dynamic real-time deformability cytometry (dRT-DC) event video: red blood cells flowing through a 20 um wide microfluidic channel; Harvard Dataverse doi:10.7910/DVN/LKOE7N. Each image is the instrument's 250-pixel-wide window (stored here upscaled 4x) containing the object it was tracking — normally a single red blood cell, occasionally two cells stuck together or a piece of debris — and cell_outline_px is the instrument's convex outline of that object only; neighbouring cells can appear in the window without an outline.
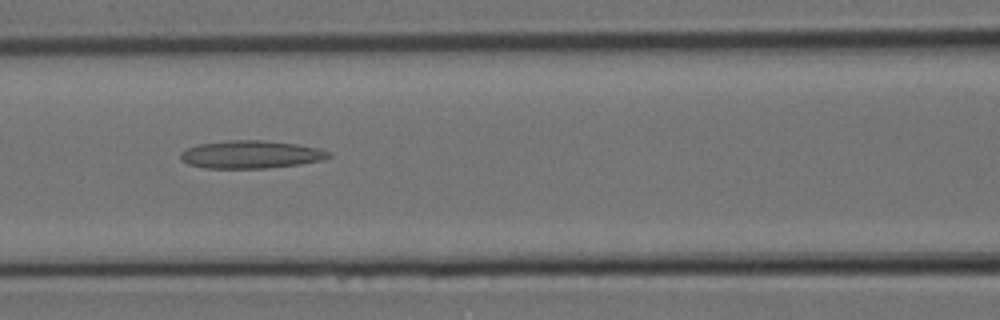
{"species": "Egyptian fruit bat (a non-hibernating species)", "species_latin": "Rousettus aegyptiacus", "temperature_condition": "room temperature", "stored_images_in_passage": 10, "camera_frame_rate_fps": 3000, "um_per_image_px": 0.085, "animal": {"sex": "female"}, "frame": {"image": 1, "passage_image": 9, "time_ms": 2.667, "image_size_px": [1000, 320], "cell_outline_px": [[332, 156], [320, 160], [300, 164], [268, 168], [204, 168], [188, 164], [180, 160], [180, 152], [196, 144], [228, 140], [264, 140], [296, 144], [316, 148], [328, 152]], "centroid_in_image_um": [21.25, 13.13], "position_along_channel_um": 145.3, "area_um2": 23.99}}
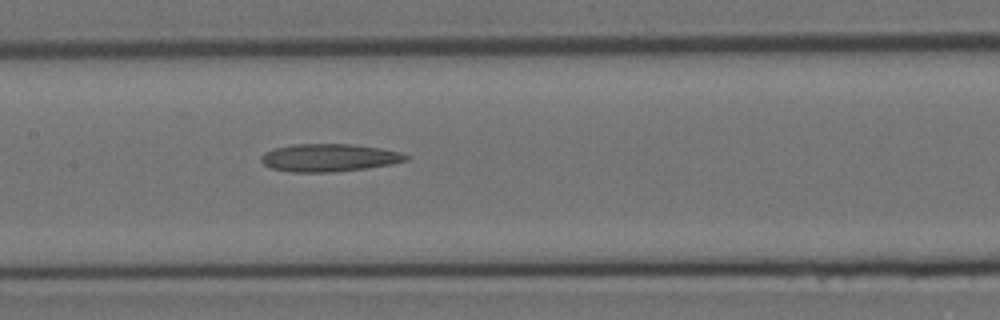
{"frame": {"image": 2, "passage_image": 10, "time_ms": 3.0, "image_size_px": [1000, 320], "cell_outline_px": [[412, 156], [408, 160], [392, 164], [368, 168], [332, 172], [292, 172], [272, 168], [264, 164], [260, 160], [260, 156], [264, 152], [276, 148], [292, 144], [352, 144], [380, 148], [400, 152]], "centroid_in_image_um": [28.0, 13.4], "position_along_channel_um": 179.4, "area_um2": 23.52}}